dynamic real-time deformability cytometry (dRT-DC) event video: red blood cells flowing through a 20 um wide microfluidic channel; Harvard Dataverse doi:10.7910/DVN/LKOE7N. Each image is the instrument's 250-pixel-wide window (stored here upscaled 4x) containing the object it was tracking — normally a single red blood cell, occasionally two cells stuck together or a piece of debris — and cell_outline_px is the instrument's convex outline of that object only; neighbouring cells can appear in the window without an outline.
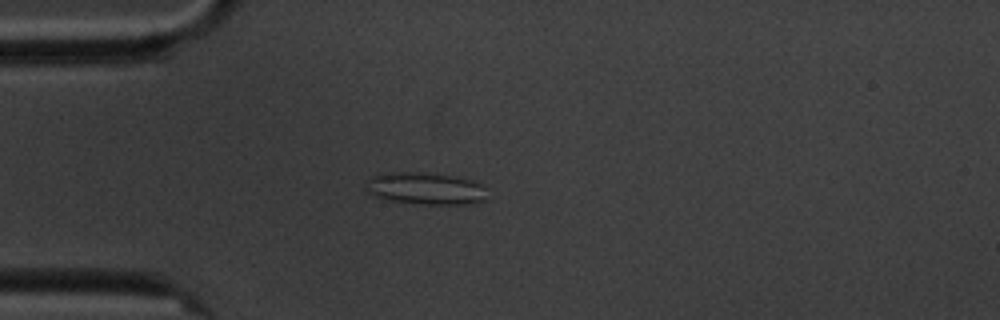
{"species": "common noctule bat (a hibernating species)", "species_latin": "Nyctalus noctula", "temperature_condition": "cold", "stored_images_in_passage": 4, "camera_frame_rate_fps": 3000, "um_per_image_px": 0.085, "animal": {"sex": "male", "body_mass_g": 20.1, "forearm_length_mm": 53.5}, "frame": {"image": 1, "passage_image": 4, "time_ms": 3.667, "image_size_px": [1000, 320], "cell_outline_px": [[488, 200], [472, 204], [420, 204], [392, 200], [372, 196], [368, 192], [368, 180], [372, 176], [400, 172], [408, 172], [448, 176], [472, 180], [480, 184], [484, 188]], "centroid_in_image_um": [36.22, 16.05], "position_along_channel_um": 48.8, "area_um2": 22.14}}